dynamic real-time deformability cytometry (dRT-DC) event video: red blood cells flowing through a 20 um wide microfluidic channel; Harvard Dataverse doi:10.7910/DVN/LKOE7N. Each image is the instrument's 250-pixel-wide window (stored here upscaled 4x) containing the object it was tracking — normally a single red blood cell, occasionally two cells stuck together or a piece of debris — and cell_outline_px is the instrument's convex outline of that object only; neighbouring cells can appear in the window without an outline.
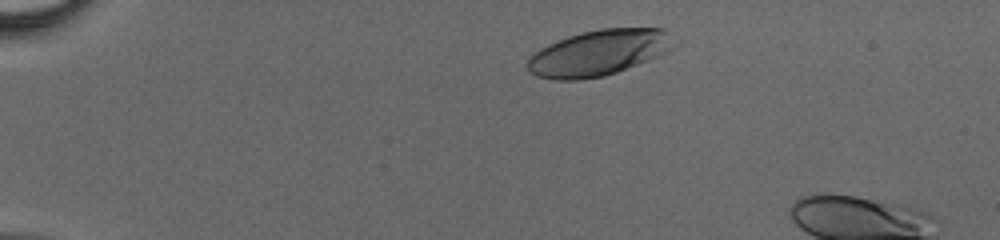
{"species": "human", "species_latin": "Homo sapiens", "temperature_condition": "cold", "stored_images_in_passage": 10, "camera_frame_rate_fps": 3000, "um_per_image_px": 0.085, "donor": {"sex": "male"}, "frame": {"image": 1, "passage_image": 4, "time_ms": 1.0, "image_size_px": [1000, 240], "cell_outline_px": [[680, 44], [668, 52], [660, 56], [616, 72], [604, 76], [580, 80], [552, 80], [536, 76], [528, 72], [528, 56], [540, 48], [548, 44], [568, 36], [600, 28], [664, 28], [680, 40]], "centroid_in_image_um": [50.97, 4.48], "position_along_channel_um": 34.0, "area_um2": 39.82}}